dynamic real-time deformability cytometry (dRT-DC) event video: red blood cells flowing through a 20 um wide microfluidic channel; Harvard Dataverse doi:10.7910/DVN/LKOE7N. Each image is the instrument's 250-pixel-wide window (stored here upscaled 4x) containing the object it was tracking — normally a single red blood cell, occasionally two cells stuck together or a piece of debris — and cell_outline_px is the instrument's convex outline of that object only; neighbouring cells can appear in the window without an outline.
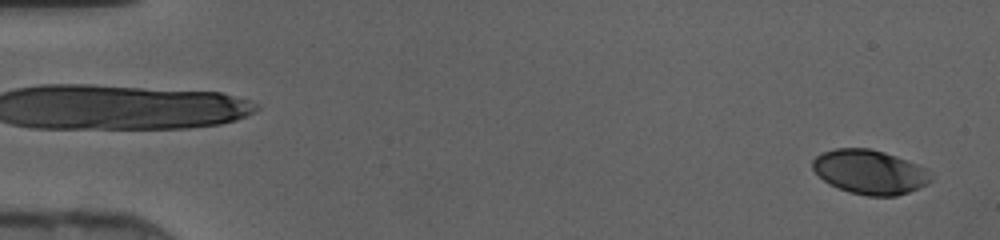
{"species": "human", "species_latin": "Homo sapiens", "temperature_condition": "cold", "stored_images_in_passage": 46, "camera_frame_rate_fps": 3000, "um_per_image_px": 0.085, "donor": {"sex": "female"}, "frame": {"image": 1, "passage_image": 2, "time_ms": 0.333, "image_size_px": [1000, 240], "cell_outline_px": [[932, 180], [908, 192], [896, 196], [868, 196], [848, 192], [828, 184], [812, 168], [812, 160], [816, 156], [824, 152], [836, 148], [868, 148], [884, 152], [896, 156], [928, 168], [932, 176]], "centroid_in_image_um": [73.93, 14.62], "position_along_channel_um": 11.1, "area_um2": 30.46}}
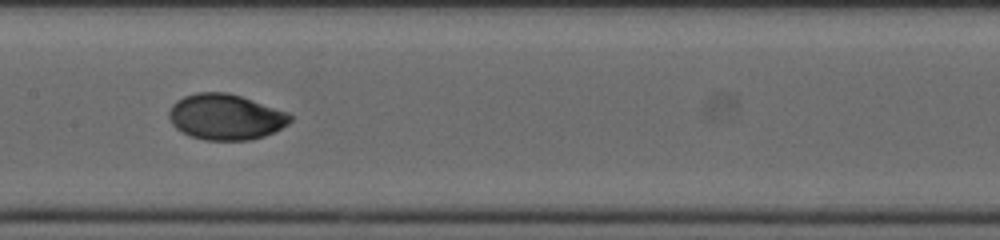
{"frame": {"image": 2, "passage_image": 24, "time_ms": 7.667, "image_size_px": [1000, 240], "cell_outline_px": [[292, 120], [288, 124], [264, 136], [252, 140], [204, 140], [192, 136], [176, 128], [172, 124], [168, 116], [168, 112], [172, 104], [176, 100], [184, 96], [196, 92], [228, 92], [288, 112], [292, 116]], "centroid_in_image_um": [19.16, 9.93], "position_along_channel_um": 188.2, "area_um2": 32.25}}
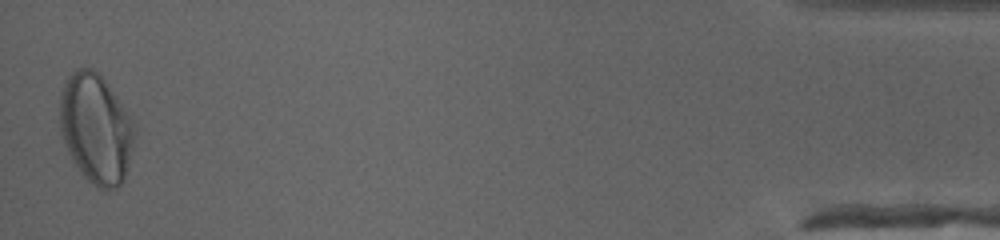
{"frame": {"image": 3, "passage_image": 46, "time_ms": 15.0, "image_size_px": [1000, 240], "cell_outline_px": [[136, 132], [124, 180], [116, 188], [96, 188], [80, 172], [72, 160], [68, 152], [60, 132], [60, 92], [64, 80], [76, 68], [92, 68], [108, 84], [132, 120], [136, 128]], "centroid_in_image_um": [8.13, 10.92], "position_along_channel_um": 427.1, "area_um2": 47.63}}